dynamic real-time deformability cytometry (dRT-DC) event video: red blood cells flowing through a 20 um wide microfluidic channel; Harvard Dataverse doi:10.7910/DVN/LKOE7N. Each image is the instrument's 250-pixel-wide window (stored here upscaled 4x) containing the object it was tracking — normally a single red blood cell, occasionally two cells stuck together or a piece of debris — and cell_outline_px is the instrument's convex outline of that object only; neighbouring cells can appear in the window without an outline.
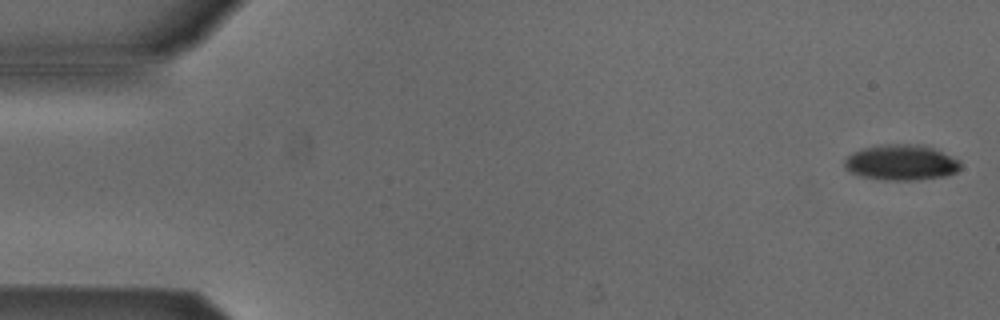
{"species": "Egyptian fruit bat (a non-hibernating species)", "species_latin": "Rousettus aegyptiacus", "temperature_condition": "cold", "stored_images_in_passage": 5, "camera_frame_rate_fps": 3000, "um_per_image_px": 0.085, "animal": {"sex": "male"}, "frame": {"image": 1, "passage_image": 1, "time_ms": 0.0, "image_size_px": [1000, 320], "cell_outline_px": [[960, 168], [956, 172], [948, 176], [916, 180], [884, 180], [860, 176], [848, 172], [844, 168], [844, 160], [852, 152], [860, 148], [884, 144], [920, 144], [932, 148], [960, 160]], "centroid_in_image_um": [76.56, 13.82], "position_along_channel_um": 8.4, "area_um2": 24.33}}
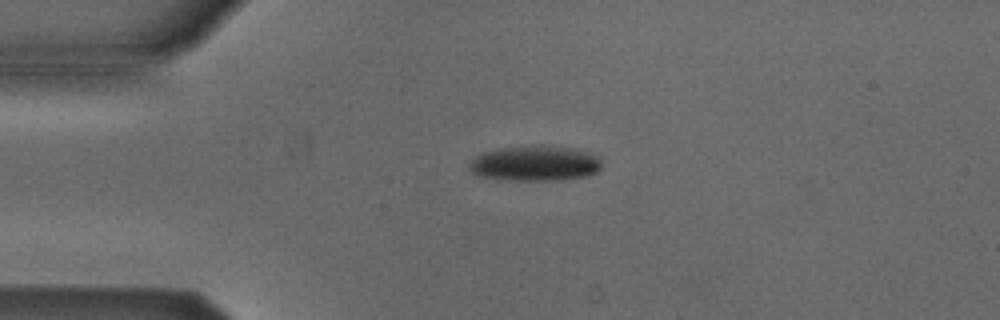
{"frame": {"image": 2, "passage_image": 4, "time_ms": 1.0, "image_size_px": [1000, 320], "cell_outline_px": [[600, 168], [596, 172], [588, 176], [556, 180], [508, 180], [480, 176], [468, 172], [468, 164], [476, 156], [484, 152], [500, 148], [540, 144], [576, 148], [596, 156], [600, 160]], "centroid_in_image_um": [45.45, 13.88], "position_along_channel_um": 39.6, "area_um2": 27.46}}